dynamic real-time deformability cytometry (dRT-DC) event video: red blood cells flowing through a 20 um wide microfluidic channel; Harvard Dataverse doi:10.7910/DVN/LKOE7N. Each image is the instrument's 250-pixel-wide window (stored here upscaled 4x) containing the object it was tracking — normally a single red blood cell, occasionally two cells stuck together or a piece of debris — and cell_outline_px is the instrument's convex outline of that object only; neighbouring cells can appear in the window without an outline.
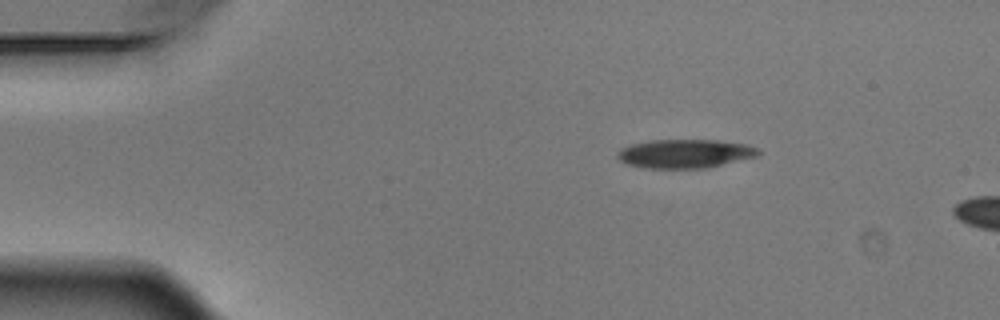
{"species": "Egyptian fruit bat (a non-hibernating species)", "species_latin": "Rousettus aegyptiacus", "temperature_condition": "warm", "stored_images_in_passage": 2, "camera_frame_rate_fps": 3000, "um_per_image_px": 0.085, "animal": {"sex": "male"}, "frame": {"image": 1, "passage_image": 1, "time_ms": 0.0, "image_size_px": [1000, 320], "cell_outline_px": [[760, 152], [756, 156], [708, 168], [644, 168], [624, 164], [616, 156], [616, 152], [620, 148], [628, 144], [648, 140], [716, 140], [748, 144], [760, 148]], "centroid_in_image_um": [58.17, 13.05], "position_along_channel_um": 26.8, "area_um2": 23.99}}